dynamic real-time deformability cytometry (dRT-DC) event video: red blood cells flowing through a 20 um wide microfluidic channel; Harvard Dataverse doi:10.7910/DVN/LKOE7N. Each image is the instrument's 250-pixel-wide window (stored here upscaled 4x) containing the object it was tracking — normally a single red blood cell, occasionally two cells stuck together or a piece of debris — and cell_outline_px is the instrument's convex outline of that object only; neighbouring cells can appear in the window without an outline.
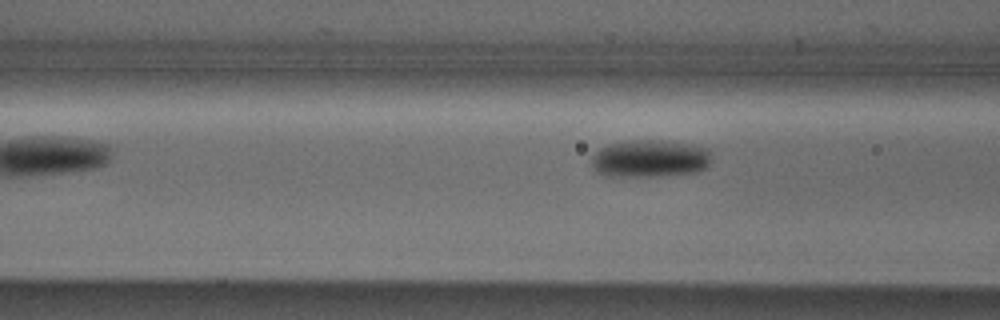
{"species": "Egyptian fruit bat (a non-hibernating species)", "species_latin": "Rousettus aegyptiacus", "temperature_condition": "cold", "stored_images_in_passage": 6, "camera_frame_rate_fps": 3000, "um_per_image_px": 0.085, "animal": {"sex": "male"}, "frame": {"image": 1, "passage_image": 6, "time_ms": 6.667, "image_size_px": [1000, 320], "cell_outline_px": [[712, 164], [696, 172], [652, 176], [608, 176], [596, 172], [592, 168], [592, 156], [600, 148], [624, 140], [668, 140], [708, 148], [712, 160]], "centroid_in_image_um": [55.25, 13.47], "position_along_channel_um": 111.3, "area_um2": 26.36}}